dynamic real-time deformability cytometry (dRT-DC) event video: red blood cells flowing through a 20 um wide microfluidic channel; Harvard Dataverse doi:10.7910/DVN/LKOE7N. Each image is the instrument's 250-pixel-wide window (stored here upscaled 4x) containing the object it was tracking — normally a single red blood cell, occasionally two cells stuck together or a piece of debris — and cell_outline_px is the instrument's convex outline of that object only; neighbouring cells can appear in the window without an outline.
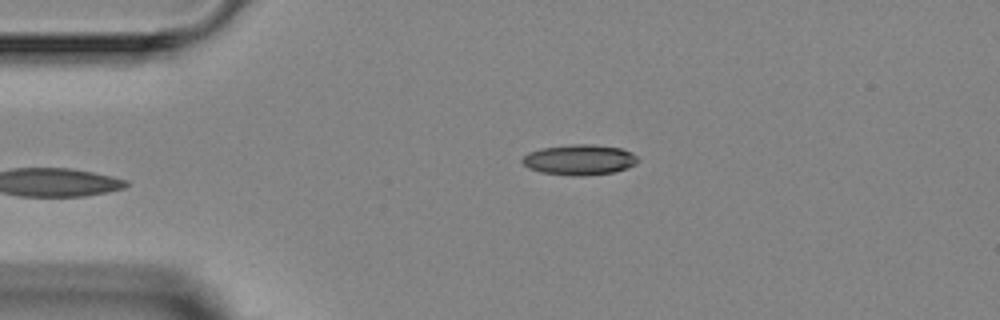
{"species": "Egyptian fruit bat (a non-hibernating species)", "species_latin": "Rousettus aegyptiacus", "temperature_condition": "room temperature", "stored_images_in_passage": 4, "camera_frame_rate_fps": 3000, "um_per_image_px": 0.085, "animal": {"sex": "female"}, "frame": {"image": 1, "passage_image": 4, "time_ms": 3.333, "image_size_px": [1000, 320], "cell_outline_px": [[640, 160], [636, 164], [628, 168], [612, 172], [584, 176], [572, 176], [540, 172], [528, 168], [520, 160], [528, 152], [540, 148], [572, 144], [592, 144], [620, 148], [632, 152]], "centroid_in_image_um": [49.25, 13.58], "position_along_channel_um": 35.8, "area_um2": 20.69}}